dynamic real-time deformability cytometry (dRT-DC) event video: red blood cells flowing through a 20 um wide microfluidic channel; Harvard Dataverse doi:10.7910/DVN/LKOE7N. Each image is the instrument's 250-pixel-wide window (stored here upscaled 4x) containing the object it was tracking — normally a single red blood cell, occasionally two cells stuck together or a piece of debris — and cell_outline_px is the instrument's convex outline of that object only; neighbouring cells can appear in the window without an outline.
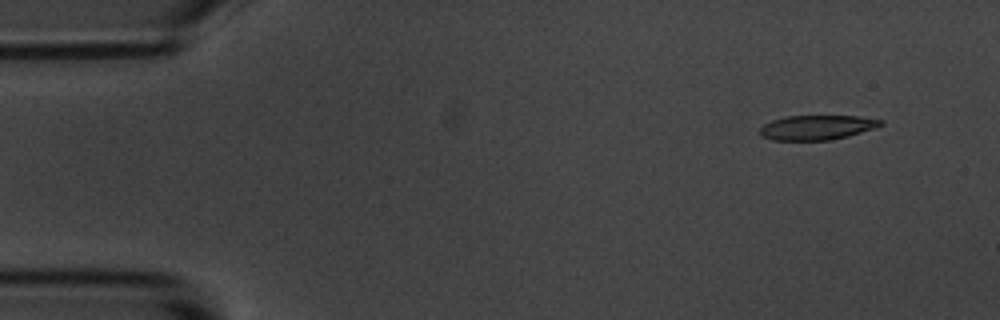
{"species": "common noctule bat (a hibernating species)", "species_latin": "Nyctalus noctula", "temperature_condition": "room temperature", "stored_images_in_passage": 5, "camera_frame_rate_fps": 3000, "um_per_image_px": 0.085, "animal": {"sex": "male", "body_mass_g": 20.1, "forearm_length_mm": 53.5}, "frame": {"image": 1, "passage_image": 2, "time_ms": 1.333, "image_size_px": [1000, 320], "cell_outline_px": [[884, 124], [876, 128], [848, 136], [828, 140], [772, 140], [764, 136], [760, 132], [760, 128], [764, 124], [772, 120], [784, 116], [856, 116], [884, 120]], "centroid_in_image_um": [69.47, 10.83], "position_along_channel_um": 15.5, "area_um2": 17.28}}
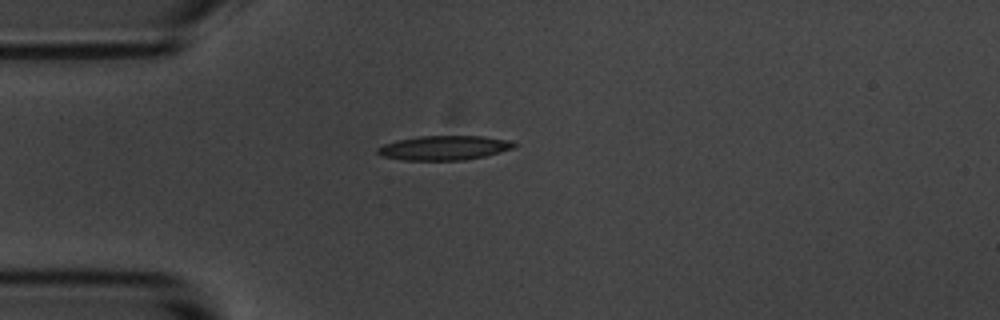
{"frame": {"image": 2, "passage_image": 5, "time_ms": 4.667, "image_size_px": [1000, 320], "cell_outline_px": [[520, 144], [516, 148], [484, 156], [464, 160], [404, 160], [380, 156], [376, 152], [376, 148], [384, 144], [396, 140], [420, 136], [480, 136], [512, 140]], "centroid_in_image_um": [37.79, 12.56], "position_along_channel_um": 47.2, "area_um2": 19.65}}